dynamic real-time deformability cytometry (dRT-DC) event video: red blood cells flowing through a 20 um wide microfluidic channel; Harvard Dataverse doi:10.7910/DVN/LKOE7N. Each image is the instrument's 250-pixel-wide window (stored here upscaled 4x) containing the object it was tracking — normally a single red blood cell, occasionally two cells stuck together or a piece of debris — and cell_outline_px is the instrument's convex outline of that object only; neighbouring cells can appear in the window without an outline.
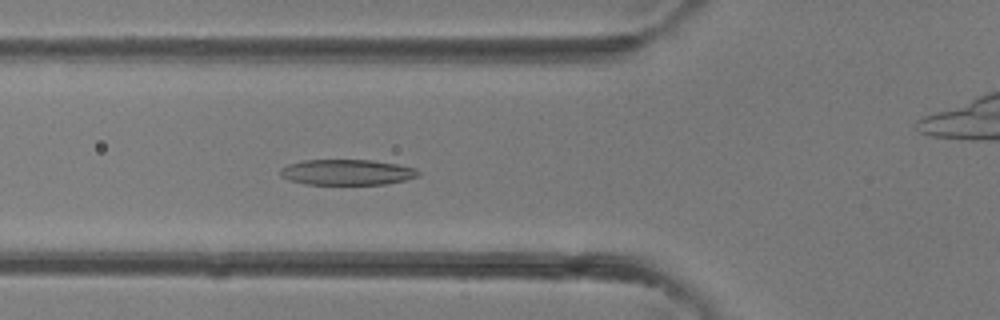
{"species": "common noctule bat (a hibernating species)", "species_latin": "Nyctalus noctula", "temperature_condition": "room temperature", "stored_images_in_passage": 40, "camera_frame_rate_fps": 3000, "um_per_image_px": 0.085, "animal": {"sex": "female"}, "frame": {"image": 1, "passage_image": 14, "time_ms": 4.333, "image_size_px": [1000, 320], "cell_outline_px": [[420, 176], [404, 180], [384, 184], [304, 184], [288, 180], [280, 176], [280, 168], [288, 164], [304, 160], [372, 160], [396, 164], [416, 168], [420, 172]], "centroid_in_image_um": [29.47, 14.64], "position_along_channel_um": 96.3, "area_um2": 20.63}}
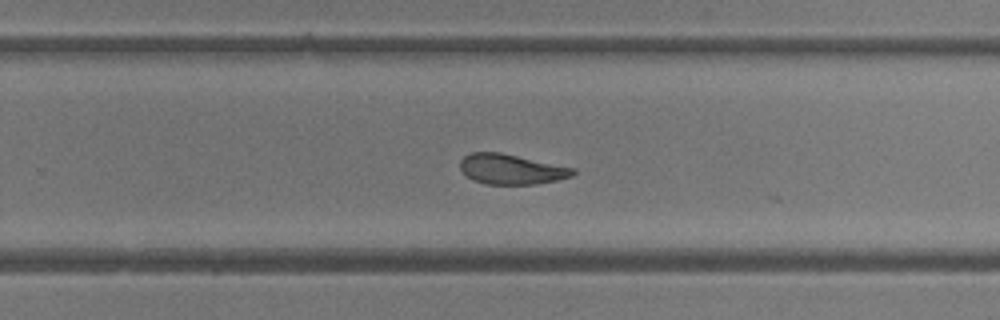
{"frame": {"image": 2, "passage_image": 25, "time_ms": 8.0, "image_size_px": [1000, 320], "cell_outline_px": [[576, 172], [572, 176], [556, 180], [536, 184], [484, 184], [472, 180], [460, 168], [460, 160], [464, 156], [472, 152], [500, 152], [576, 168]], "centroid_in_image_um": [43.46, 14.38], "position_along_channel_um": 286.3, "area_um2": 19.83}}
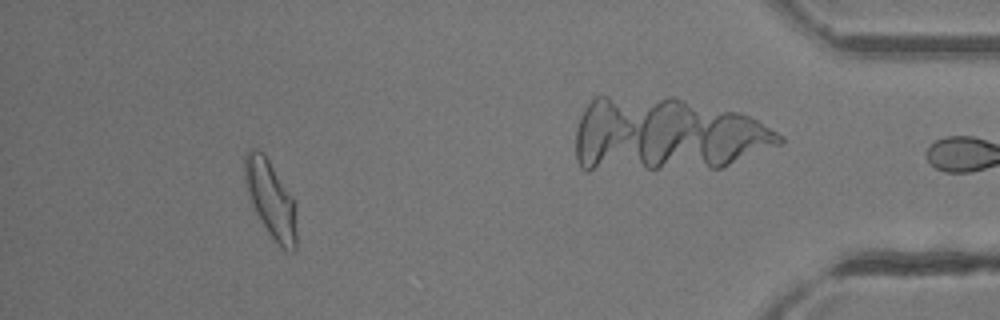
{"frame": {"image": 3, "passage_image": 36, "time_ms": 11.667, "image_size_px": [1000, 320], "cell_outline_px": [[296, 252], [292, 252], [284, 248], [268, 232], [252, 208], [244, 176], [244, 156], [248, 148], [256, 148], [268, 160], [292, 196], [296, 204]], "centroid_in_image_um": [23.01, 16.93], "position_along_channel_um": 412.2, "area_um2": 23.06}}